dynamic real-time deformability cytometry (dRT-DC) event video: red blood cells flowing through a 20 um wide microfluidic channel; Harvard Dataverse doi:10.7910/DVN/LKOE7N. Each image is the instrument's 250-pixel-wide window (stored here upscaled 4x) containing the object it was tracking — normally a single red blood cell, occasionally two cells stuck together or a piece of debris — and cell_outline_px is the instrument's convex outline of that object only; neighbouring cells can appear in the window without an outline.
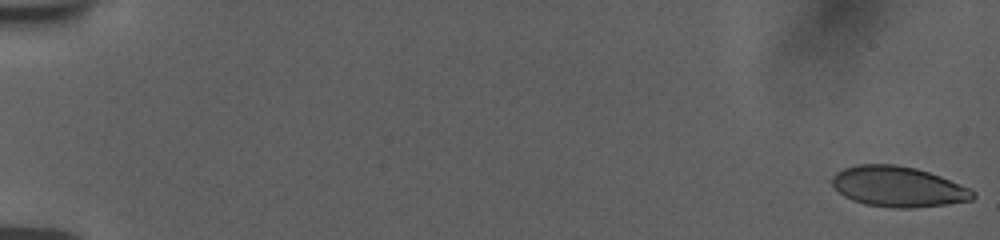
{"species": "human", "species_latin": "Homo sapiens", "temperature_condition": "room temperature", "stored_images_in_passage": 56, "camera_frame_rate_fps": 3000, "um_per_image_px": 0.085, "donor": {"sex": "female"}, "frame": {"image": 1, "passage_image": 1, "time_ms": 0.0, "image_size_px": [1000, 240], "cell_outline_px": [[976, 196], [972, 200], [944, 204], [912, 208], [892, 208], [864, 204], [852, 200], [844, 196], [828, 180], [836, 172], [844, 168], [856, 164], [896, 164], [916, 168], [940, 176], [968, 188], [976, 192]], "centroid_in_image_um": [76.3, 15.86], "position_along_channel_um": 8.7, "area_um2": 33.23}}
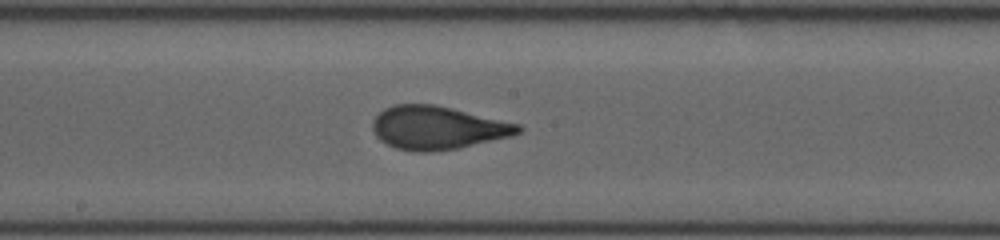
{"frame": {"image": 2, "passage_image": 32, "time_ms": 10.333, "image_size_px": [1000, 240], "cell_outline_px": [[524, 128], [520, 132], [512, 136], [456, 148], [432, 152], [416, 152], [396, 148], [380, 140], [376, 136], [372, 128], [372, 120], [384, 108], [396, 104], [436, 104], [520, 124]], "centroid_in_image_um": [37.18, 10.85], "position_along_channel_um": 211.0, "area_um2": 36.7}}
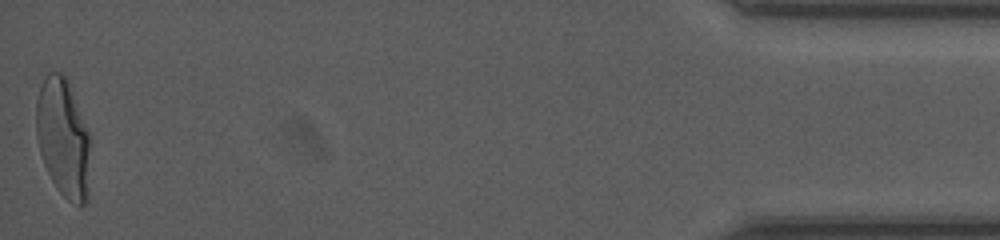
{"frame": {"image": 3, "passage_image": 56, "time_ms": 18.333, "image_size_px": [1000, 240], "cell_outline_px": [[88, 200], [80, 208], [72, 204], [60, 192], [52, 180], [44, 164], [40, 152], [36, 136], [36, 100], [40, 72], [60, 72], [68, 80], [88, 132]], "centroid_in_image_um": [5.32, 11.66], "position_along_channel_um": 429.9, "area_um2": 37.69}, "authors_computed_cell_mechanics": {"area_um2": 35.7493, "velocity_mm_per_s": 3.7625, "shape_relaxation_time_tau1_ms": 4.6933, "shape_relaxation_time_tau2_ms": null, "deformation_change_tau1": 0.1962, "deformation_change_tau2": null}}